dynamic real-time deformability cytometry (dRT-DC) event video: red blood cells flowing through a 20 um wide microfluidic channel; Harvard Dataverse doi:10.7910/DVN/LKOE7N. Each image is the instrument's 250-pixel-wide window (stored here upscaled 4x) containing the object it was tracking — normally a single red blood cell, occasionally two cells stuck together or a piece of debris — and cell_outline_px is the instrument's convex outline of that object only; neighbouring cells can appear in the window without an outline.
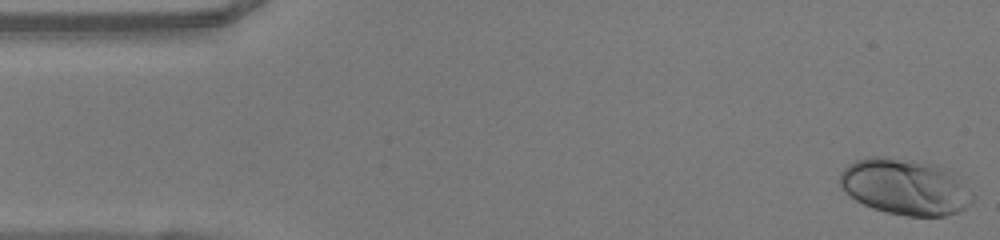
{"species": "human", "species_latin": "Homo sapiens", "temperature_condition": "warm", "stored_images_in_passage": 40, "camera_frame_rate_fps": 3000, "um_per_image_px": 0.085, "donor": {"sex": "female"}, "frame": {"image": 1, "passage_image": 1, "time_ms": 0.0, "image_size_px": [1000, 240], "cell_outline_px": [[976, 196], [972, 204], [960, 212], [944, 216], [908, 216], [884, 212], [872, 208], [856, 200], [844, 192], [840, 184], [840, 172], [848, 164], [856, 160], [868, 156], [884, 156], [916, 160], [936, 164], [956, 172]], "centroid_in_image_um": [77.0, 15.87], "position_along_channel_um": 8.0, "area_um2": 44.45}}
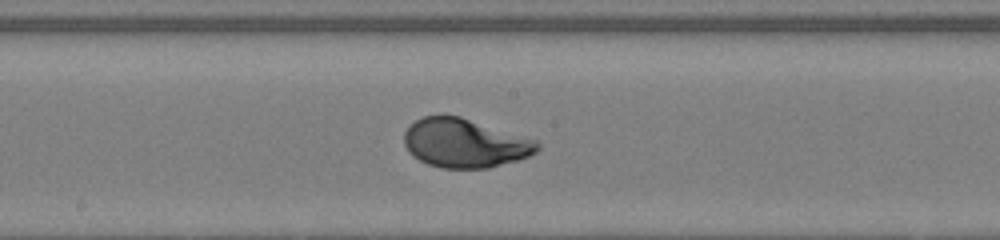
{"frame": {"image": 2, "passage_image": 25, "time_ms": 8.0, "image_size_px": [1000, 240], "cell_outline_px": [[540, 148], [536, 152], [528, 156], [516, 160], [488, 168], [440, 168], [428, 164], [412, 156], [404, 144], [404, 132], [416, 120], [424, 116], [460, 116], [536, 140], [540, 144]], "centroid_in_image_um": [39.5, 12.17], "position_along_channel_um": 208.7, "area_um2": 37.63}}
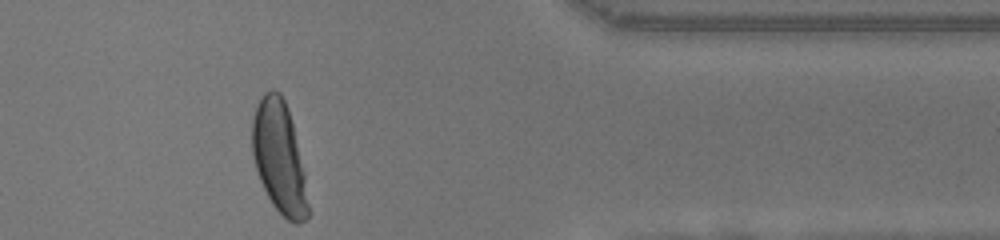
{"frame": {"image": 3, "passage_image": 40, "time_ms": 13.0, "image_size_px": [1000, 240], "cell_outline_px": [[308, 216], [304, 220], [296, 224], [288, 220], [272, 204], [260, 180], [252, 156], [252, 120], [256, 104], [264, 92], [272, 88], [280, 92], [288, 108], [304, 172], [308, 204]], "centroid_in_image_um": [23.71, 13.34], "position_along_channel_um": 387.7, "area_um2": 36.13}, "authors_computed_cell_mechanics": {"area_um2": 37.5411, "velocity_mm_per_s": 4.0716, "shape_relaxation_time_tau1_ms": 3.3137, "shape_relaxation_time_tau2_ms": null, "deformation_change_tau1": 0.2218, "deformation_change_tau2": null}}